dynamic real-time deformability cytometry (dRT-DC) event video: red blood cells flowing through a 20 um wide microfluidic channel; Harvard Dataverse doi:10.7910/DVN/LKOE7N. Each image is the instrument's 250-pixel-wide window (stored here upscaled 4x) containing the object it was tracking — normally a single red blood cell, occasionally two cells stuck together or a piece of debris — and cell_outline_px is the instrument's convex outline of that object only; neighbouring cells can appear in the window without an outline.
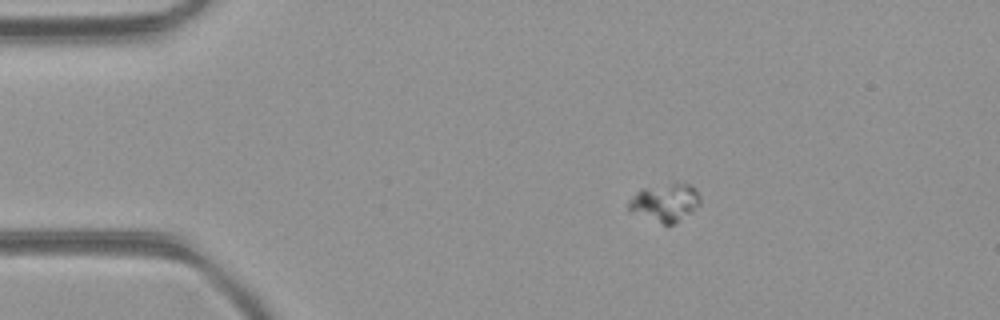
{"species": "common noctule bat (a hibernating species)", "species_latin": "Nyctalus noctula", "temperature_condition": "room temperature", "stored_images_in_passage": 46, "camera_frame_rate_fps": 3000, "um_per_image_px": 0.085, "animal": {"sex": "female", "body_mass_g": 21.9}, "frame": {"image": 1, "passage_image": 1, "time_ms": 0.0, "image_size_px": [1000, 320], "cell_outline_px": [[700, 204], [692, 212], [672, 224], [664, 224], [628, 212], [628, 200], [636, 192], [644, 188], [676, 180], [688, 184], [700, 196]], "centroid_in_image_um": [56.5, 17.18], "position_along_channel_um": 28.5, "area_um2": 16.07}}
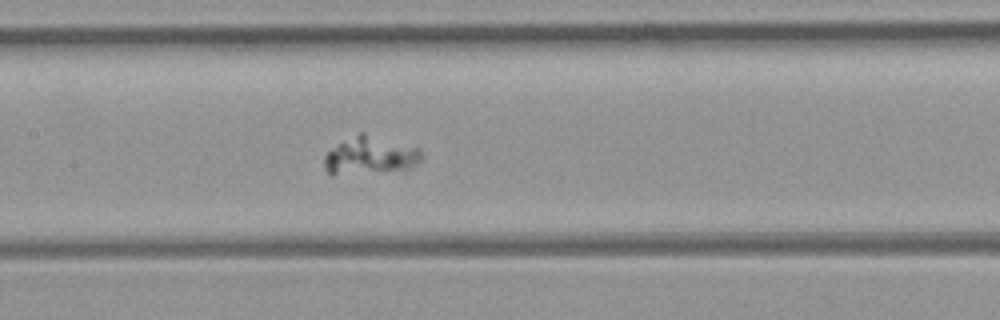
{"frame": {"image": 2, "passage_image": 18, "time_ms": 5.667, "image_size_px": [1000, 320], "cell_outline_px": [[424, 160], [412, 168], [404, 172], [332, 176], [324, 168], [324, 156], [328, 152], [340, 144], [360, 132], [364, 132], [420, 148], [424, 156]], "centroid_in_image_um": [31.56, 13.29], "position_along_channel_um": 175.8, "area_um2": 22.43}}
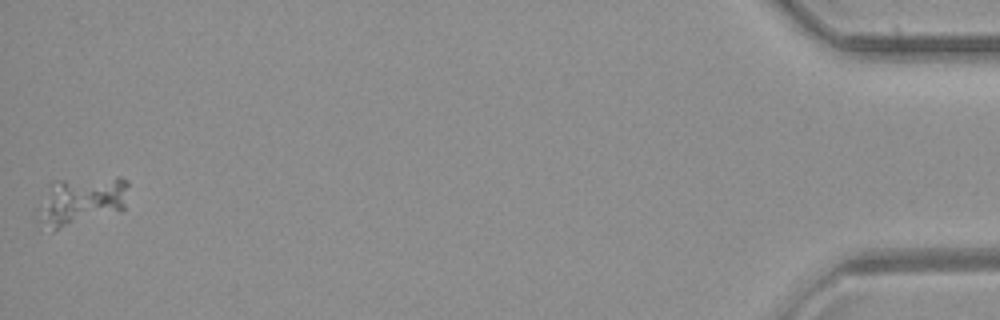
{"frame": {"image": 3, "passage_image": 46, "time_ms": 15.0, "image_size_px": [1000, 320], "cell_outline_px": [[128, 184], [124, 208], [52, 232], [40, 220], [52, 184], [56, 180], [116, 176], [120, 176], [128, 180]], "centroid_in_image_um": [7.05, 17.04], "position_along_channel_um": 428.2, "area_um2": 24.39}}